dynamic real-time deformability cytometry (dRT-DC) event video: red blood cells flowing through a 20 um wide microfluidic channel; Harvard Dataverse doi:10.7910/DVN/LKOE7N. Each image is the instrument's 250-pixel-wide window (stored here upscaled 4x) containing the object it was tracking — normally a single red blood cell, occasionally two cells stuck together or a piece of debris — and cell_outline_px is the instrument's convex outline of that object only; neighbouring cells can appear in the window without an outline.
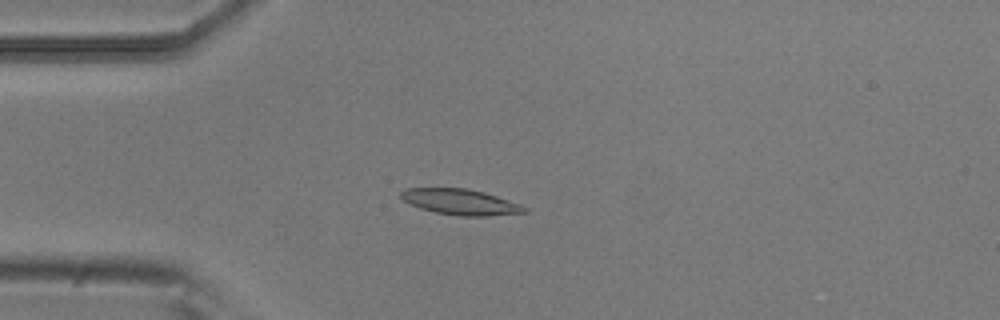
{"species": "common noctule bat (a hibernating species)", "species_latin": "Nyctalus noctula", "temperature_condition": "room temperature", "stored_images_in_passage": 4, "camera_frame_rate_fps": 3000, "um_per_image_px": 0.085, "animal": {"sex": "male", "body_mass_g": 20.5, "forearm_length_mm": 52.5}, "frame": {"image": 1, "passage_image": 4, "time_ms": 1.0, "image_size_px": [1000, 320], "cell_outline_px": [[528, 212], [488, 216], [460, 216], [436, 212], [420, 208], [408, 204], [400, 196], [400, 192], [404, 188], [468, 188], [484, 192], [520, 204], [528, 208]], "centroid_in_image_um": [39.13, 17.16], "position_along_channel_um": 45.9, "area_um2": 18.55}}